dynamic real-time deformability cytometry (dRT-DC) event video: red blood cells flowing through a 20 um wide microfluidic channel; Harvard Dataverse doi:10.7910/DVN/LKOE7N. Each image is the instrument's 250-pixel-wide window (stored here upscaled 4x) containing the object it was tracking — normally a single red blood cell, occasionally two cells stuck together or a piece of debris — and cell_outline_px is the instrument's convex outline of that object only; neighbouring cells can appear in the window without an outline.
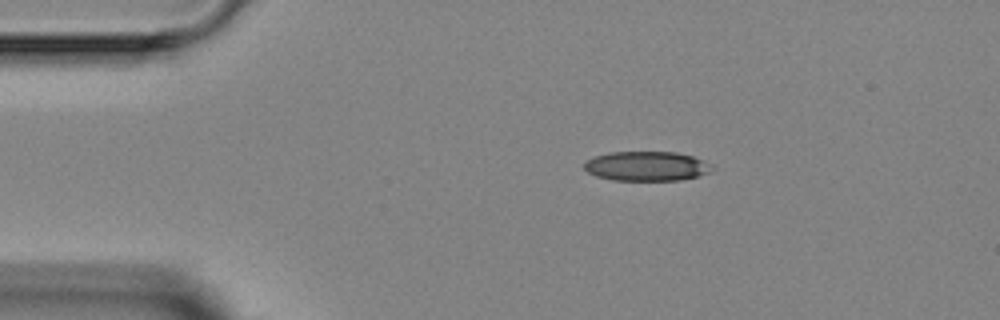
{"species": "Egyptian fruit bat (a non-hibernating species)", "species_latin": "Rousettus aegyptiacus", "temperature_condition": "room temperature", "stored_images_in_passage": 3, "camera_frame_rate_fps": 3000, "um_per_image_px": 0.085, "animal": {"sex": "female"}, "frame": {"image": 1, "passage_image": 1, "time_ms": 0.0, "image_size_px": [1000, 320], "cell_outline_px": [[716, 168], [708, 172], [696, 176], [680, 180], [612, 180], [596, 176], [588, 172], [584, 168], [584, 164], [588, 160], [596, 156], [608, 152], [676, 152], [692, 156], [712, 164]], "centroid_in_image_um": [54.97, 14.12], "position_along_channel_um": 30.0, "area_um2": 21.91}}
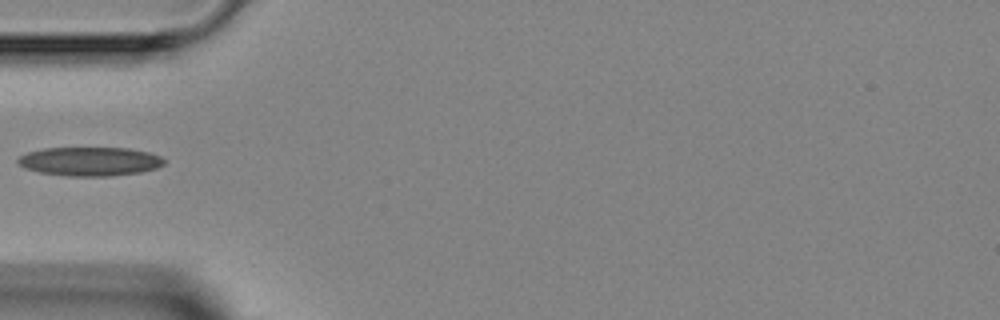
{"frame": {"image": 2, "passage_image": 3, "time_ms": 2.333, "image_size_px": [1000, 320], "cell_outline_px": [[164, 164], [156, 168], [140, 172], [112, 176], [68, 176], [40, 172], [24, 168], [16, 160], [20, 156], [28, 152], [44, 148], [128, 148], [148, 152], [160, 156], [164, 160]], "centroid_in_image_um": [7.64, 13.72], "position_along_channel_um": 77.4, "area_um2": 24.51}}